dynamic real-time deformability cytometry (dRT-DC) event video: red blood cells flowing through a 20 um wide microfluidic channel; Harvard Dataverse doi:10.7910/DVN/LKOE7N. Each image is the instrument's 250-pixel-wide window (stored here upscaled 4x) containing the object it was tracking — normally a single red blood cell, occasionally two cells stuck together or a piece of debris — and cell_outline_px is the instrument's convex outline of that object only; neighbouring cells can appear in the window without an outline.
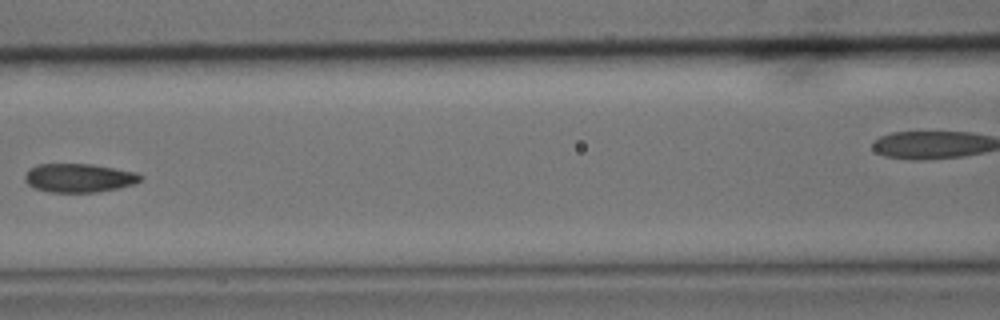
{"species": "common noctule bat (a hibernating species)", "species_latin": "Nyctalus noctula", "temperature_condition": "cold", "stored_images_in_passage": 8, "camera_frame_rate_fps": 3000, "um_per_image_px": 0.085, "animal": {"sex": "male", "body_mass_g": 15.6}, "frame": {"image": 1, "passage_image": 7, "time_ms": 2.0, "image_size_px": [1000, 320], "cell_outline_px": [[144, 176], [140, 180], [132, 184], [120, 188], [96, 192], [48, 192], [32, 188], [24, 180], [24, 176], [28, 168], [36, 164], [92, 164], [136, 172]], "centroid_in_image_um": [6.67, 15.12], "position_along_channel_um": 159.9, "area_um2": 19.54}}